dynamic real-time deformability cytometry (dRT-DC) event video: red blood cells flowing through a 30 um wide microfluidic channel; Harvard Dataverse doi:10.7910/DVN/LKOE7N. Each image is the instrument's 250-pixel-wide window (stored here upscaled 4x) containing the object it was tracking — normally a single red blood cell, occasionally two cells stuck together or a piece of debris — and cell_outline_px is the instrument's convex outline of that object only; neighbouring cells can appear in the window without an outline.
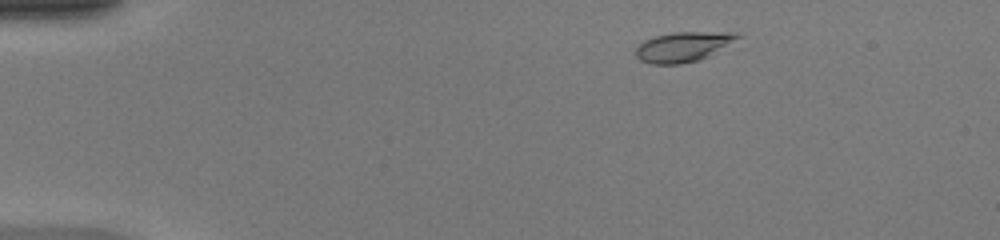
{"species": "common noctule bat (a hibernating species)", "species_latin": "Nyctalus noctula", "temperature_condition": "warm", "stored_images_in_passage": 45, "camera_frame_rate_fps": 3000, "um_per_image_px": 0.085, "animal": {"sex": "female", "body_mass_g": 20.0, "forearm_length_mm": 54.0}, "frame": {"image": 1, "passage_image": 4, "time_ms": 1.0, "image_size_px": [1000, 240], "cell_outline_px": [[744, 36], [708, 56], [700, 60], [680, 64], [652, 64], [640, 60], [636, 56], [636, 48], [644, 40], [656, 36], [672, 32], [736, 32]], "centroid_in_image_um": [58.09, 3.97], "position_along_channel_um": 26.9, "area_um2": 17.74}}
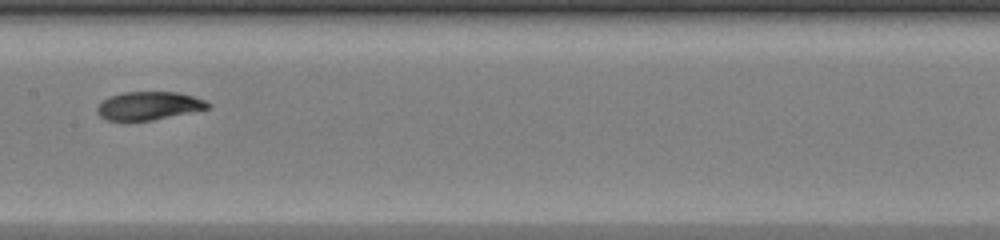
{"frame": {"image": 2, "passage_image": 22, "time_ms": 7.0, "image_size_px": [1000, 240], "cell_outline_px": [[212, 104], [208, 108], [152, 120], [108, 120], [100, 116], [96, 112], [96, 108], [108, 96], [124, 92], [180, 92], [204, 100]], "centroid_in_image_um": [12.63, 8.98], "position_along_channel_um": 194.8, "area_um2": 17.98}}
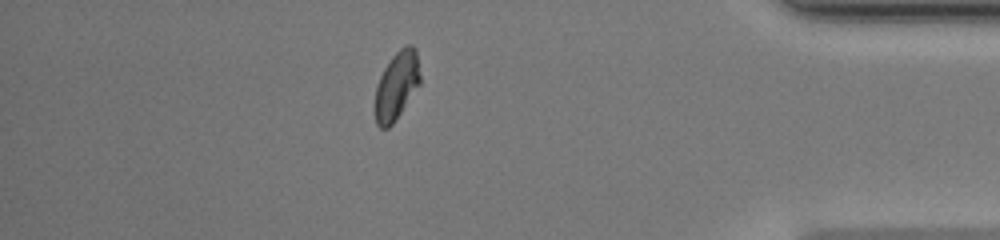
{"frame": {"image": 3, "passage_image": 39, "time_ms": 12.667, "image_size_px": [1000, 240], "cell_outline_px": [[420, 84], [392, 124], [388, 128], [380, 128], [376, 124], [372, 108], [376, 84], [384, 68], [392, 56], [400, 48], [408, 44], [412, 44], [416, 48], [420, 76]], "centroid_in_image_um": [33.66, 7.29], "position_along_channel_um": 401.5, "area_um2": 18.26}, "authors_computed_cell_mechanics": {"area_um2": 18.4382, "velocity_mm_per_s": 4.2423, "shape_relaxation_time_tau1_ms": 4.798, "shape_relaxation_time_tau2_ms": 1.7891, "deformation_change_tau1": 0.2025, "deformation_change_tau2": 0.0425}}